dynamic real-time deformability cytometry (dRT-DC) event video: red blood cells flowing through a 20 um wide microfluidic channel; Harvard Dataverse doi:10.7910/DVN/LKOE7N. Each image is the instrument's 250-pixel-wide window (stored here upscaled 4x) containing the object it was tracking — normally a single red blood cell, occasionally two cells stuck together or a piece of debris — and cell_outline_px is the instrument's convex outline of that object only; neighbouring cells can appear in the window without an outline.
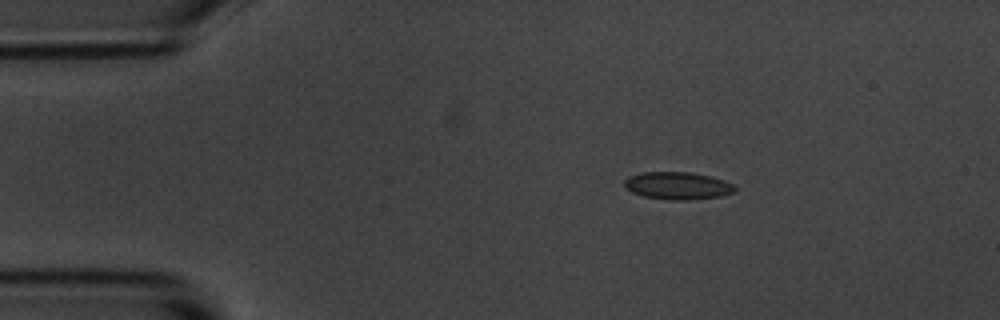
{"species": "common noctule bat (a hibernating species)", "species_latin": "Nyctalus noctula", "temperature_condition": "room temperature", "stored_images_in_passage": 46, "camera_frame_rate_fps": 3000, "um_per_image_px": 0.085, "animal": {"sex": "male", "body_mass_g": 20.1, "forearm_length_mm": 53.5}, "frame": {"image": 1, "passage_image": 1, "time_ms": 0.0, "image_size_px": [1000, 320], "cell_outline_px": [[736, 192], [720, 196], [688, 200], [668, 200], [644, 196], [632, 192], [624, 188], [624, 180], [628, 176], [644, 172], [688, 172], [712, 176], [724, 180], [732, 184], [736, 188]], "centroid_in_image_um": [57.59, 15.78], "position_along_channel_um": 27.4, "area_um2": 17.8}}
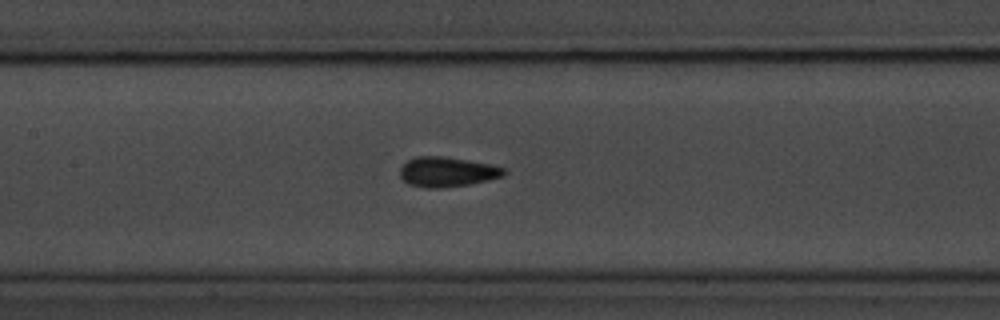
{"frame": {"image": 2, "passage_image": 17, "time_ms": 5.333, "image_size_px": [1000, 320], "cell_outline_px": [[508, 172], [504, 176], [488, 180], [468, 184], [440, 188], [428, 188], [408, 184], [400, 176], [400, 168], [408, 160], [416, 156], [440, 156], [492, 164], [504, 168]], "centroid_in_image_um": [38.02, 14.61], "position_along_channel_um": 169.4, "area_um2": 18.03}}
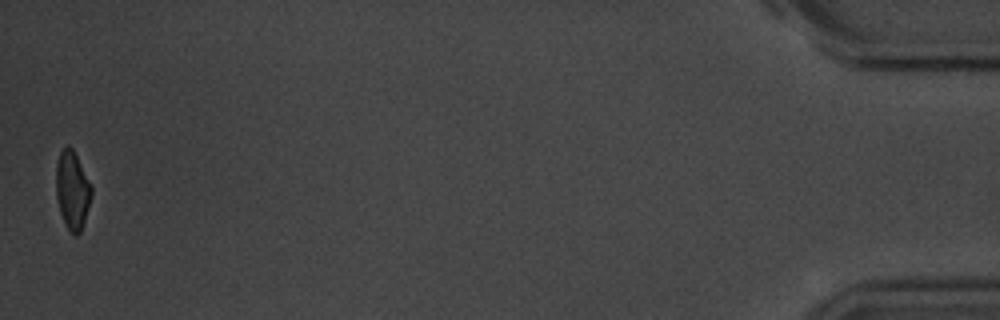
{"frame": {"image": 3, "passage_image": 46, "time_ms": 15.0, "image_size_px": [1000, 320], "cell_outline_px": [[92, 196], [80, 232], [76, 236], [68, 232], [64, 224], [60, 212], [56, 196], [56, 164], [60, 152], [68, 144], [72, 148], [92, 188]], "centroid_in_image_um": [6.13, 16.21], "position_along_channel_um": 429.1, "area_um2": 16.01}, "authors_computed_cell_mechanics": {"area_um2": 17.3978, "velocity_mm_per_s": 3.6718, "shape_relaxation_time_tau1_ms": null, "shape_relaxation_time_tau2_ms": 1.3359, "deformation_change_tau1": null, "deformation_change_tau2": 0.0629}}